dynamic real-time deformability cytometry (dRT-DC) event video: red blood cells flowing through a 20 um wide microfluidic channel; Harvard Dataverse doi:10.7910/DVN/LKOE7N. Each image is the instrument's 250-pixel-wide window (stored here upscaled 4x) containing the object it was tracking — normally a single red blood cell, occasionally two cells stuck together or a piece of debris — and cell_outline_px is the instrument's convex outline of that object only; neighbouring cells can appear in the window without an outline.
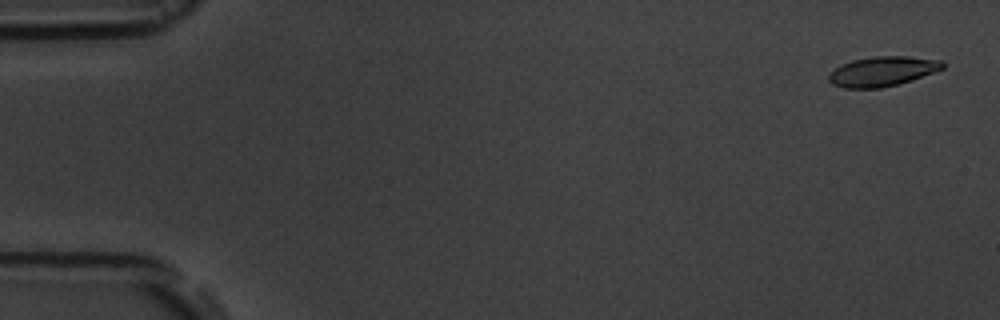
{"species": "common noctule bat (a hibernating species)", "species_latin": "Nyctalus noctula", "temperature_condition": "room temperature", "stored_images_in_passage": 11, "camera_frame_rate_fps": 3000, "um_per_image_px": 0.085, "animal": {"sex": "male", "body_mass_g": 19.5, "forearm_length_mm": 54.6}, "frame": {"image": 1, "passage_image": 1, "time_ms": 0.0, "image_size_px": [1000, 320], "cell_outline_px": [[944, 68], [912, 80], [880, 88], [844, 88], [832, 84], [828, 80], [828, 76], [840, 64], [852, 60], [872, 56], [908, 56], [944, 60]], "centroid_in_image_um": [75.01, 6.05], "position_along_channel_um": 10.0, "area_um2": 19.77}}
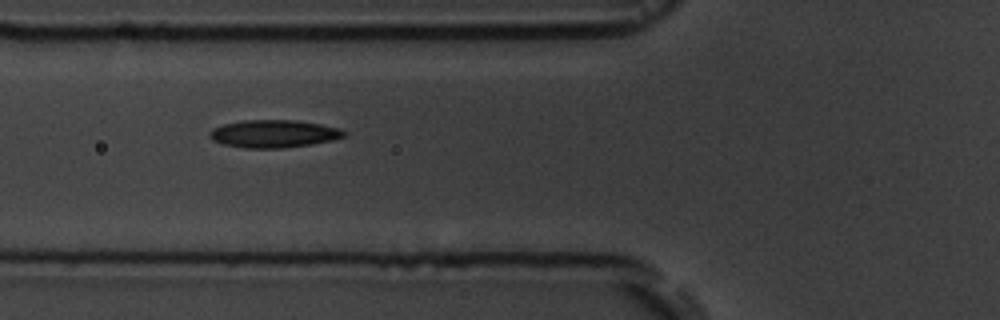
{"frame": {"image": 2, "passage_image": 6, "time_ms": 6.333, "image_size_px": [1000, 320], "cell_outline_px": [[348, 136], [332, 140], [312, 144], [280, 148], [244, 148], [224, 144], [212, 140], [208, 136], [208, 132], [212, 128], [224, 124], [240, 120], [296, 120], [320, 124], [340, 128], [348, 132]], "centroid_in_image_um": [23.28, 11.36], "position_along_channel_um": 102.5, "area_um2": 21.91}}
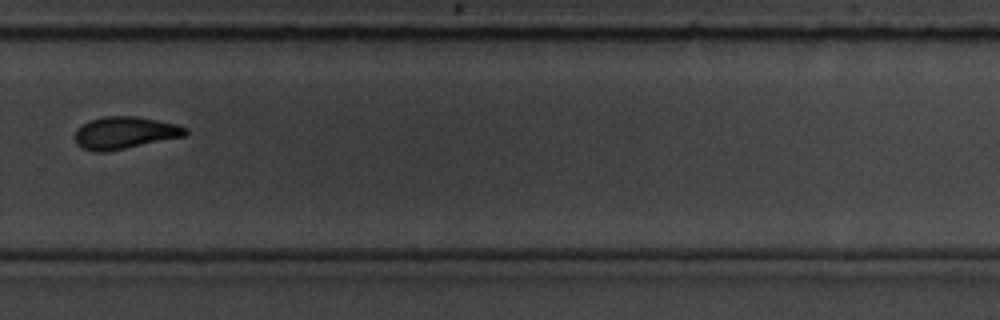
{"frame": {"image": 3, "passage_image": 11, "time_ms": 12.333, "image_size_px": [1000, 320], "cell_outline_px": [[188, 132], [184, 136], [108, 152], [96, 152], [80, 148], [76, 144], [76, 128], [88, 120], [104, 116], [136, 116], [176, 124], [188, 128]], "centroid_in_image_um": [10.57, 11.29], "position_along_channel_um": 319.2, "area_um2": 20.87}}